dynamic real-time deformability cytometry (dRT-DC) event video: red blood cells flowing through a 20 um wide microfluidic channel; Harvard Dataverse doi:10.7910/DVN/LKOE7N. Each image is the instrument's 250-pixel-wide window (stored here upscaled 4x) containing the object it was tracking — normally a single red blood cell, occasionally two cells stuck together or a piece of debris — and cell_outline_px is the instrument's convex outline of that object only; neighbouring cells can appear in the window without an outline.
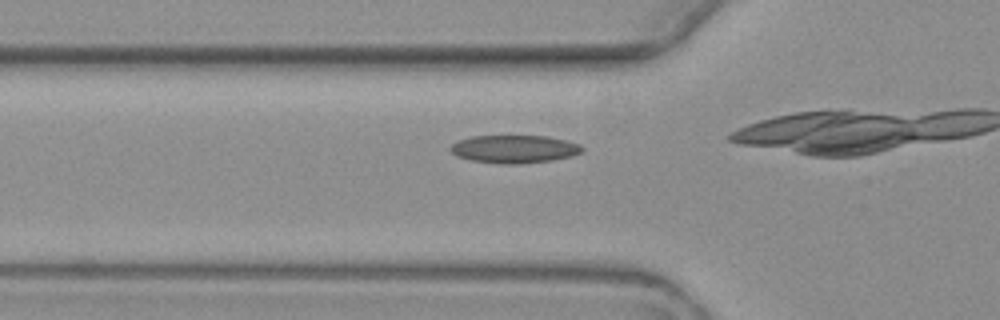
{"species": "common noctule bat (a hibernating species)", "species_latin": "Nyctalus noctula", "temperature_condition": "warm", "stored_images_in_passage": 8, "camera_frame_rate_fps": 3000, "um_per_image_px": 0.085, "animal": {"sex": "female", "body_mass_g": 19.3, "forearm_length_mm": 54.1}, "frame": {"image": 1, "passage_image": 8, "time_ms": 9.0, "image_size_px": [1000, 320], "cell_outline_px": [[584, 148], [580, 152], [572, 156], [552, 160], [520, 164], [500, 164], [472, 160], [456, 156], [448, 148], [452, 144], [460, 140], [472, 136], [544, 136], [564, 140], [580, 144]], "centroid_in_image_um": [43.7, 12.67], "position_along_channel_um": 82.1, "area_um2": 21.33}}